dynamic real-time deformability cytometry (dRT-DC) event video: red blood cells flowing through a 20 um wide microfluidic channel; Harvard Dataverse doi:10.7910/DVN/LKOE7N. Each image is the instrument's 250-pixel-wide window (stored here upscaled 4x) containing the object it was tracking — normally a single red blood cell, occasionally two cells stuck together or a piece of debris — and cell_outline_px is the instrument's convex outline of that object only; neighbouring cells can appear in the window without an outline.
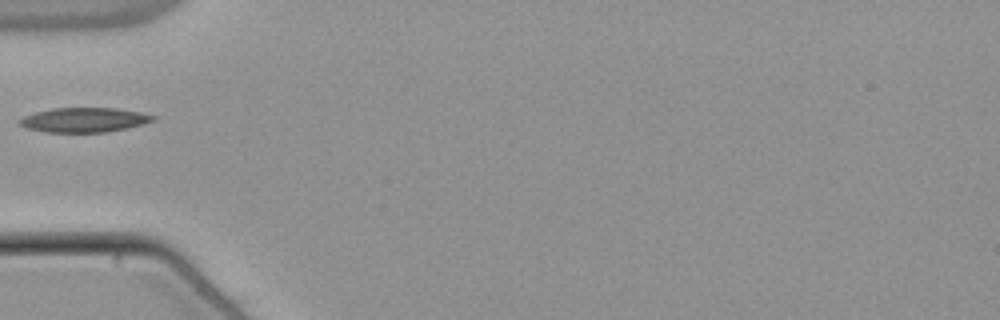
{"species": "common noctule bat (a hibernating species)", "species_latin": "Nyctalus noctula", "temperature_condition": "warm", "stored_images_in_passage": 36, "camera_frame_rate_fps": 3000, "um_per_image_px": 0.085, "animal": {"sex": "male", "body_mass_g": 21.5, "forearm_length_mm": 52.0}, "frame": {"image": 1, "passage_image": 1, "time_ms": 0.0, "image_size_px": [1000, 320], "cell_outline_px": [[156, 120], [144, 124], [128, 128], [104, 132], [44, 132], [28, 128], [20, 124], [16, 120], [24, 116], [36, 112], [52, 108], [116, 108], [140, 112], [156, 116]], "centroid_in_image_um": [7.17, 10.19], "position_along_channel_um": 77.8, "area_um2": 19.13}}
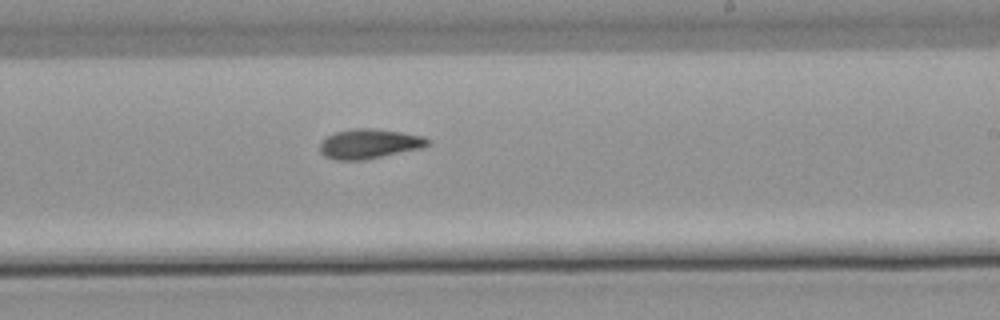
{"frame": {"image": 2, "passage_image": 15, "time_ms": 4.667, "image_size_px": [1000, 320], "cell_outline_px": [[432, 144], [424, 148], [364, 160], [336, 160], [324, 156], [320, 152], [320, 144], [328, 136], [336, 132], [352, 128], [368, 128], [400, 132], [424, 136], [432, 140]], "centroid_in_image_um": [31.45, 12.23], "position_along_channel_um": 257.6, "area_um2": 18.79}}
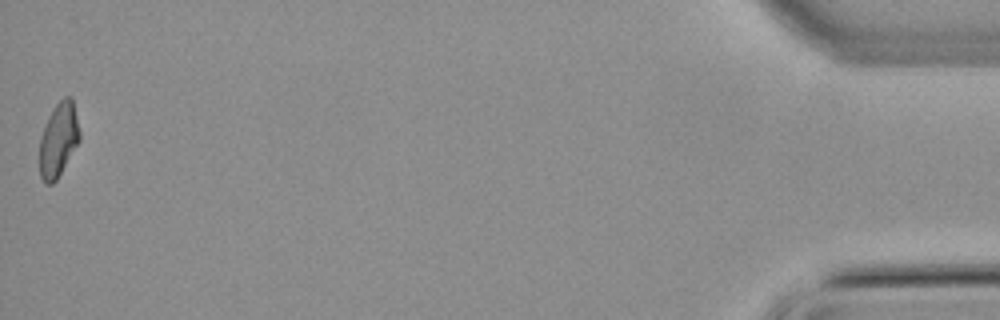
{"frame": {"image": 3, "passage_image": 36, "time_ms": 11.667, "image_size_px": [1000, 320], "cell_outline_px": [[80, 140], [56, 180], [52, 184], [44, 184], [40, 176], [40, 136], [48, 116], [56, 104], [64, 96], [72, 96], [80, 132]], "centroid_in_image_um": [4.97, 11.87], "position_along_channel_um": 430.2, "area_um2": 17.28}}